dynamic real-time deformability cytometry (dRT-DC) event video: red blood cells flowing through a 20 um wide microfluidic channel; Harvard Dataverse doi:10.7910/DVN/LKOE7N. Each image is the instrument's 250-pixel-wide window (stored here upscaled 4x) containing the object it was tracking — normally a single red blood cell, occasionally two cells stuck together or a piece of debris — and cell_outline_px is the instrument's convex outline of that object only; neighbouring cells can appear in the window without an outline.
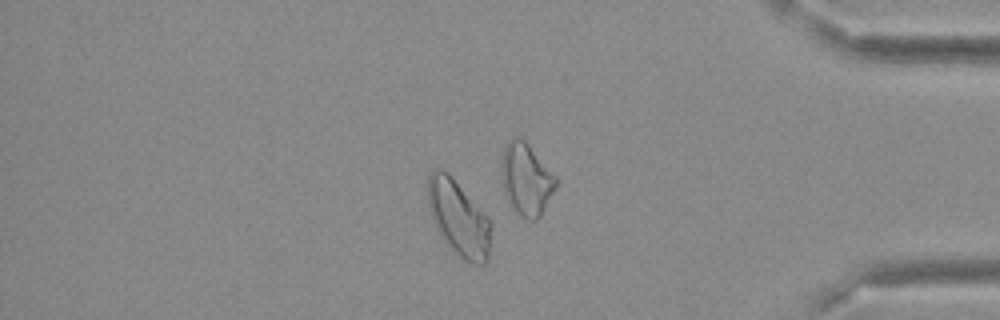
{"species": "Egyptian fruit bat (a non-hibernating species)", "species_latin": "Rousettus aegyptiacus", "temperature_condition": "cold", "stored_images_in_passage": 42, "camera_frame_rate_fps": 3000, "um_per_image_px": 0.085, "frame": {"image": 1, "passage_image": 36, "time_ms": 11.667, "image_size_px": [1000, 320], "cell_outline_px": [[492, 224], [488, 256], [484, 264], [472, 264], [464, 260], [444, 240], [436, 228], [428, 208], [428, 172], [432, 168], [440, 168], [448, 172], [452, 176], [492, 220]], "centroid_in_image_um": [38.98, 18.49], "position_along_channel_um": 396.2, "area_um2": 28.03}}